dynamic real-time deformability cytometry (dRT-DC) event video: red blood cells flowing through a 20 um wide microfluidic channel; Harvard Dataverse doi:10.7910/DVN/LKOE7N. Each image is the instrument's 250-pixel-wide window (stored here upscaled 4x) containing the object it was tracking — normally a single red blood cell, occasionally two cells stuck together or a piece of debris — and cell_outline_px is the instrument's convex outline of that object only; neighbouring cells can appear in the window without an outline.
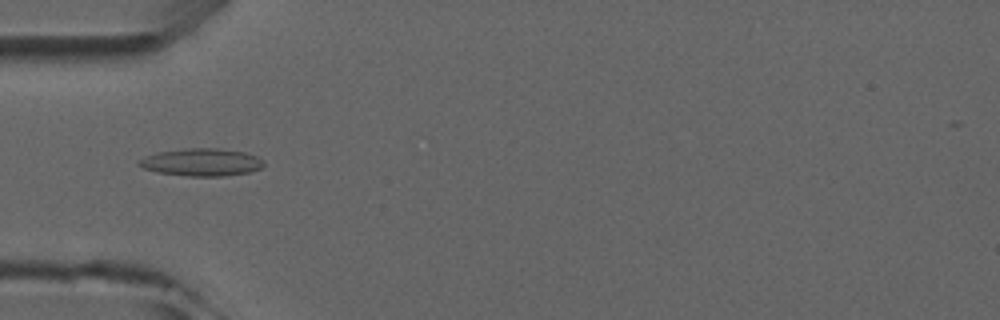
{"species": "common noctule bat (a hibernating species)", "species_latin": "Nyctalus noctula", "temperature_condition": "room temperature", "stored_images_in_passage": 5, "camera_frame_rate_fps": 3000, "um_per_image_px": 0.085, "animal": {"sex": "male", "forearm_length_mm": 52.5}, "frame": {"image": 1, "passage_image": 4, "time_ms": 4.333, "image_size_px": [1000, 320], "cell_outline_px": [[264, 164], [260, 168], [248, 172], [224, 176], [188, 176], [156, 172], [144, 168], [136, 164], [144, 156], [160, 152], [184, 148], [216, 148], [244, 152], [256, 156], [264, 160]], "centroid_in_image_um": [17.12, 13.79], "position_along_channel_um": 67.9, "area_um2": 19.94}}
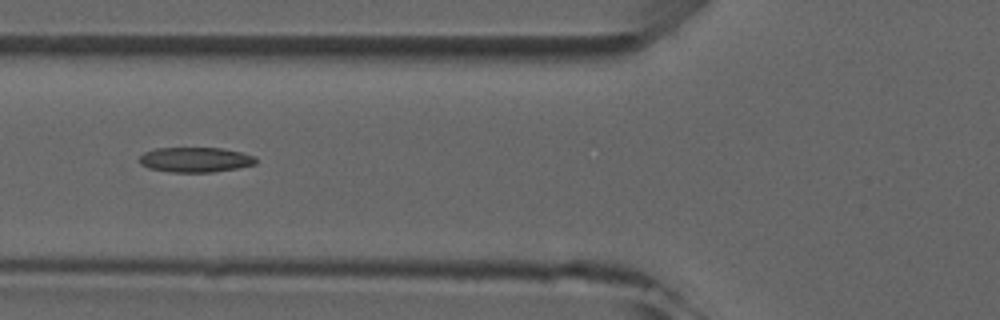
{"frame": {"image": 2, "passage_image": 5, "time_ms": 5.333, "image_size_px": [1000, 320], "cell_outline_px": [[256, 164], [236, 168], [212, 172], [172, 172], [148, 168], [140, 164], [140, 156], [144, 152], [156, 148], [220, 148], [240, 152], [256, 156]], "centroid_in_image_um": [16.6, 13.57], "position_along_channel_um": 109.2, "area_um2": 16.88}}